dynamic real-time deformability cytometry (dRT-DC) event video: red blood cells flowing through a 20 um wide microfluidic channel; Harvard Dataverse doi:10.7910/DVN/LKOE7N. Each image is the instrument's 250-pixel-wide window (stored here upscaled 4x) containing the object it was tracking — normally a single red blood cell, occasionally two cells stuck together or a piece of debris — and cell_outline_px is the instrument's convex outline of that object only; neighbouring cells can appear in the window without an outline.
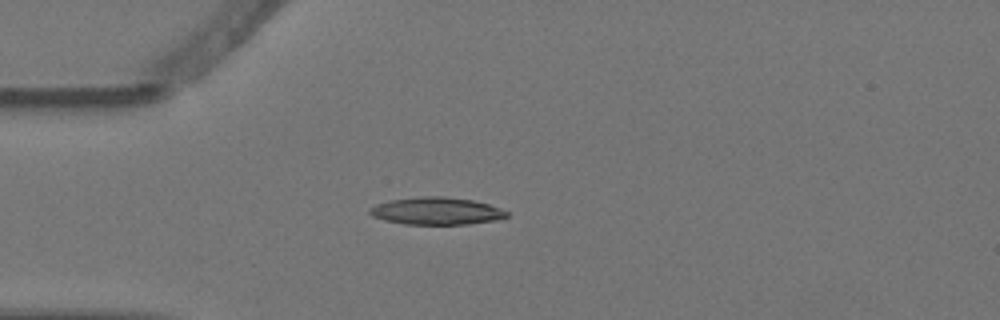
{"species": "Egyptian fruit bat (a non-hibernating species)", "species_latin": "Rousettus aegyptiacus", "temperature_condition": "warm", "stored_images_in_passage": 5, "camera_frame_rate_fps": 3000, "um_per_image_px": 0.085, "animal": {"sex": "female"}, "frame": {"image": 1, "passage_image": 4, "time_ms": 1.0, "image_size_px": [1000, 320], "cell_outline_px": [[508, 216], [496, 220], [468, 224], [404, 224], [384, 220], [372, 216], [368, 212], [368, 208], [376, 204], [388, 200], [420, 196], [444, 196], [472, 200], [488, 204], [500, 208], [508, 212]], "centroid_in_image_um": [37.06, 17.93], "position_along_channel_um": 47.9, "area_um2": 21.96}}